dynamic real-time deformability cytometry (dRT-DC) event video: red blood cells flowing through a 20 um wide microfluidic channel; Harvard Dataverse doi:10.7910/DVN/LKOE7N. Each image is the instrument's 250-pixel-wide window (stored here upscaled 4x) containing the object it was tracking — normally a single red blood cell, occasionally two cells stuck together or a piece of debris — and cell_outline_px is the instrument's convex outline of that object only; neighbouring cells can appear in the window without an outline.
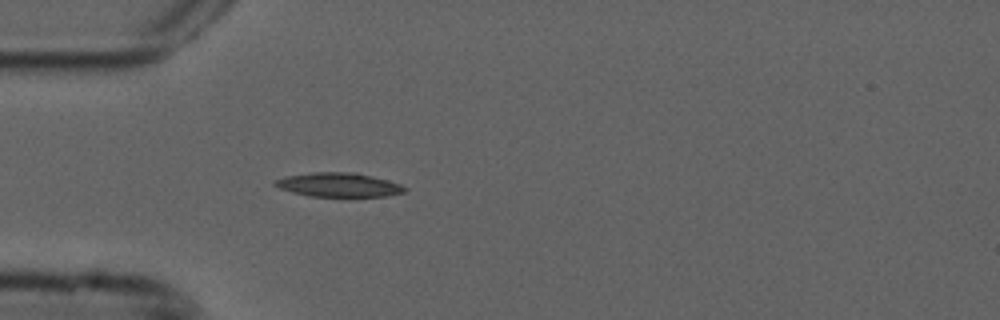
{"species": "common noctule bat (a hibernating species)", "species_latin": "Nyctalus noctula", "temperature_condition": "cold", "stored_images_in_passage": 2, "camera_frame_rate_fps": 3000, "um_per_image_px": 0.085, "animal": {"sex": "male", "forearm_length_mm": 52.5}, "frame": {"image": 1, "passage_image": 2, "time_ms": 0.333, "image_size_px": [1000, 320], "cell_outline_px": [[408, 188], [404, 192], [388, 196], [308, 196], [292, 192], [280, 188], [272, 184], [272, 180], [284, 176], [312, 172], [356, 172], [388, 180], [400, 184]], "centroid_in_image_um": [28.75, 15.7], "position_along_channel_um": 56.2, "area_um2": 18.32}}